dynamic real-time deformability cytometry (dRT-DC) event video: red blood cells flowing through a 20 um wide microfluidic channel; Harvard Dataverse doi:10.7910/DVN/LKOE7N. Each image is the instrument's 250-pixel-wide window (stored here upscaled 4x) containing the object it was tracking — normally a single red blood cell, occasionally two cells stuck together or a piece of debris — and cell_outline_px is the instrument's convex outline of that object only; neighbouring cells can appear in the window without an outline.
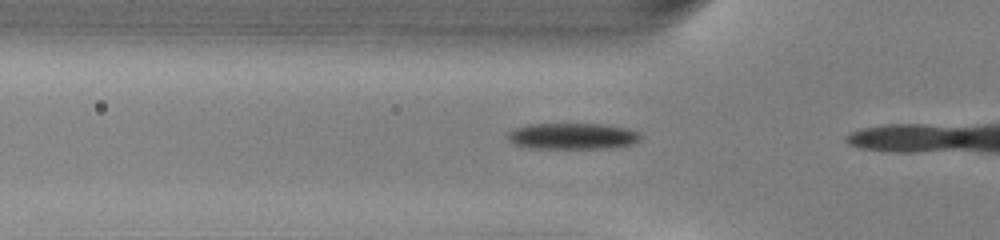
{"species": "common noctule bat (a hibernating species)", "species_latin": "Nyctalus noctula", "temperature_condition": "warm", "stored_images_in_passage": 7, "camera_frame_rate_fps": 3000, "um_per_image_px": 0.085, "animal": {"sex": "male", "body_mass_g": 13.0, "forearm_length_mm": 53.1}, "frame": {"image": 1, "passage_image": 5, "time_ms": 1.333, "image_size_px": [1000, 240], "cell_outline_px": [[640, 140], [632, 144], [604, 148], [532, 148], [516, 144], [508, 140], [508, 132], [516, 128], [528, 124], [600, 124], [628, 128], [640, 132]], "centroid_in_image_um": [48.68, 11.56], "position_along_channel_um": 77.1, "area_um2": 20.11}}